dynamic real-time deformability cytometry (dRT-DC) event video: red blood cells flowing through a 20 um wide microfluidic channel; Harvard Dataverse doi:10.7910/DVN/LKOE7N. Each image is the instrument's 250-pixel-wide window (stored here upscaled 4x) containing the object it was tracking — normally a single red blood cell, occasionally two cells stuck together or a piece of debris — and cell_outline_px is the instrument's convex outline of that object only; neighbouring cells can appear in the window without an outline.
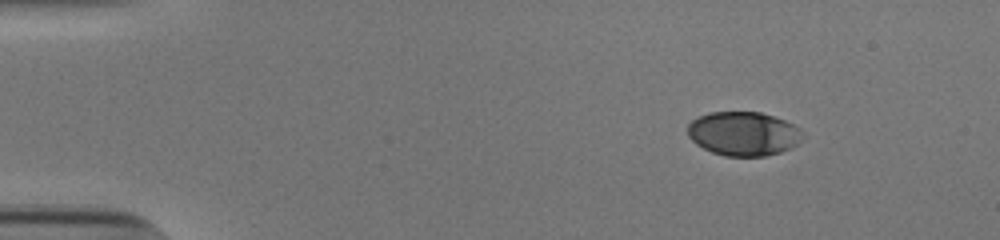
{"species": "human", "species_latin": "Homo sapiens", "temperature_condition": "cold", "stored_images_in_passage": 47, "camera_frame_rate_fps": 3000, "um_per_image_px": 0.085, "donor": {"sex": "male"}, "frame": {"image": 1, "passage_image": 1, "time_ms": 0.0, "image_size_px": [1000, 240], "cell_outline_px": [[804, 136], [796, 144], [780, 152], [764, 156], [724, 156], [712, 152], [696, 144], [688, 136], [688, 124], [692, 120], [708, 112], [760, 112], [784, 120], [800, 128], [804, 132]], "centroid_in_image_um": [63.19, 11.36], "position_along_channel_um": 21.8, "area_um2": 29.42}}
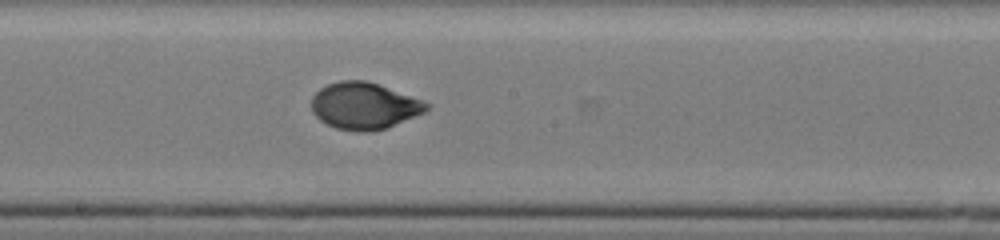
{"frame": {"image": 2, "passage_image": 24, "time_ms": 7.667, "image_size_px": [1000, 240], "cell_outline_px": [[432, 104], [424, 112], [388, 128], [372, 132], [356, 132], [336, 128], [320, 120], [312, 112], [312, 96], [320, 88], [328, 84], [340, 80], [368, 80]], "centroid_in_image_um": [30.95, 9.0], "position_along_channel_um": 217.3, "area_um2": 31.44}}
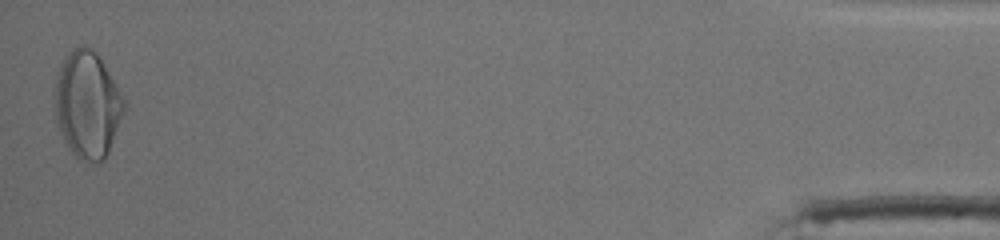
{"frame": {"image": 3, "passage_image": 47, "time_ms": 15.333, "image_size_px": [1000, 240], "cell_outline_px": [[128, 108], [108, 152], [104, 160], [84, 164], [68, 148], [56, 124], [56, 76], [60, 64], [64, 56], [72, 48], [80, 44], [84, 44], [92, 48], [100, 56], [128, 104]], "centroid_in_image_um": [7.47, 8.88], "position_along_channel_um": 427.7, "area_um2": 43.99}, "authors_computed_cell_mechanics": {"area_um2": 30.9808, "velocity_mm_per_s": 3.8526, "shape_relaxation_time_tau1_ms": 3.4259, "shape_relaxation_time_tau2_ms": null, "deformation_change_tau1": 0.1716, "deformation_change_tau2": null}}